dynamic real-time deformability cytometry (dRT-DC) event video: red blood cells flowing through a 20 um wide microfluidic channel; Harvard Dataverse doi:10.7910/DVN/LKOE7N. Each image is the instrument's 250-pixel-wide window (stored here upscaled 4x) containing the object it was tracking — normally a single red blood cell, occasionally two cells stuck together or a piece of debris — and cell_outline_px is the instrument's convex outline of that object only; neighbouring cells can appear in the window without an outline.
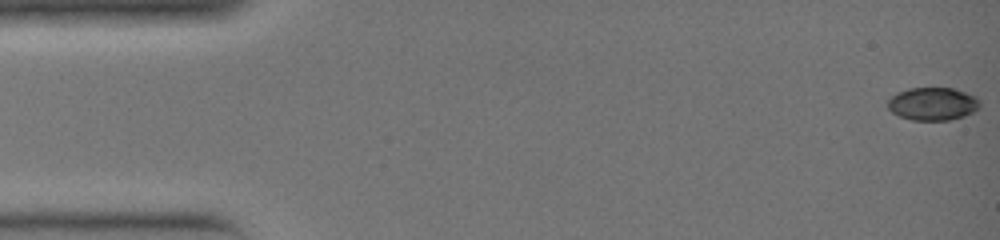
{"species": "common noctule bat (a hibernating species)", "species_latin": "Nyctalus noctula", "temperature_condition": "warm", "stored_images_in_passage": 36, "camera_frame_rate_fps": 3000, "um_per_image_px": 0.085, "animal": {"sex": "female", "body_mass_g": 19.0, "forearm_length_mm": 51.5}, "frame": {"image": 1, "passage_image": 1, "time_ms": 0.0, "image_size_px": [1000, 240], "cell_outline_px": [[980, 108], [964, 116], [948, 120], [912, 120], [900, 116], [892, 112], [888, 108], [888, 100], [896, 92], [908, 88], [952, 88], [976, 96], [980, 100]], "centroid_in_image_um": [79.29, 8.82], "position_along_channel_um": 5.7, "area_um2": 17.69}}
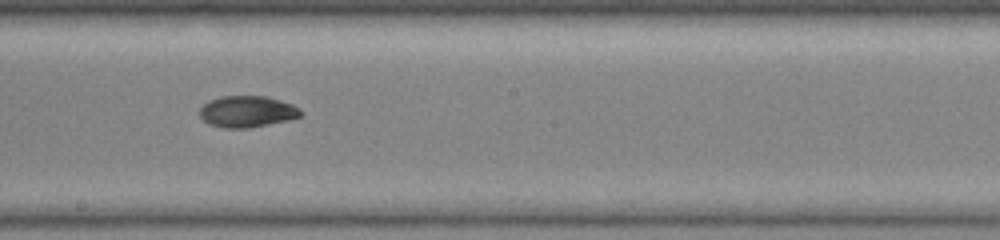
{"frame": {"image": 2, "passage_image": 21, "time_ms": 6.667, "image_size_px": [1000, 240], "cell_outline_px": [[304, 116], [288, 120], [248, 128], [224, 128], [208, 124], [200, 116], [200, 108], [208, 100], [220, 96], [264, 96], [280, 100], [292, 104], [300, 108], [304, 112]], "centroid_in_image_um": [21.03, 9.48], "position_along_channel_um": 227.2, "area_um2": 18.67}}
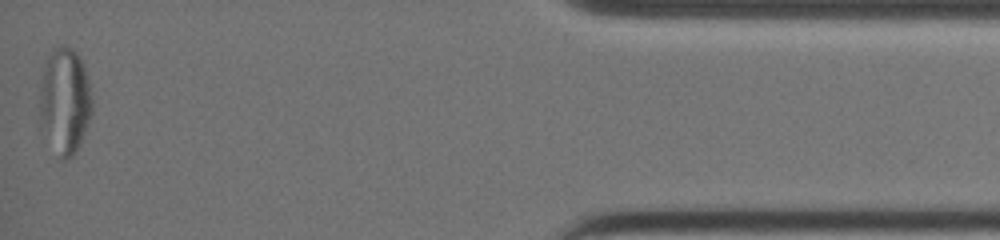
{"frame": {"image": 3, "passage_image": 36, "time_ms": 11.667, "image_size_px": [1000, 240], "cell_outline_px": [[92, 112], [80, 144], [72, 156], [64, 160], [60, 156], [40, 128], [40, 88], [44, 68], [52, 52], [60, 44], [64, 44], [72, 48], [80, 56], [88, 80], [92, 100]], "centroid_in_image_um": [5.51, 8.57], "position_along_channel_um": 429.7, "area_um2": 32.02}}